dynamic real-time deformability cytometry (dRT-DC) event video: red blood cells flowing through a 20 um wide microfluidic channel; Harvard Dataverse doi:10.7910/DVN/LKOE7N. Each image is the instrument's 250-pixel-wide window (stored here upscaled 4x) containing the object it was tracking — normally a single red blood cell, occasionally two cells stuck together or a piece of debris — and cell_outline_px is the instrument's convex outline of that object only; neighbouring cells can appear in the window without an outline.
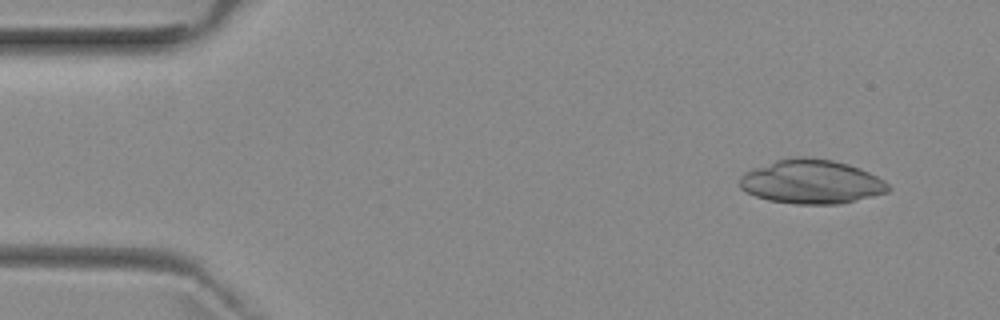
{"species": "common noctule bat (a hibernating species)", "species_latin": "Nyctalus noctula", "temperature_condition": "room temperature", "stored_images_in_passage": 3, "camera_frame_rate_fps": 3000, "um_per_image_px": 0.085, "animal": {"sex": "female", "body_mass_g": 29.2, "forearm_length_mm": 56.3}, "frame": {"image": 1, "passage_image": 1, "time_ms": 0.0, "image_size_px": [1000, 320], "cell_outline_px": [[892, 188], [888, 192], [840, 204], [796, 204], [768, 200], [756, 196], [740, 188], [740, 176], [744, 172], [776, 160], [832, 160], [848, 164], [860, 168], [884, 180]], "centroid_in_image_um": [69.0, 15.5], "position_along_channel_um": 16.0, "area_um2": 37.17}}